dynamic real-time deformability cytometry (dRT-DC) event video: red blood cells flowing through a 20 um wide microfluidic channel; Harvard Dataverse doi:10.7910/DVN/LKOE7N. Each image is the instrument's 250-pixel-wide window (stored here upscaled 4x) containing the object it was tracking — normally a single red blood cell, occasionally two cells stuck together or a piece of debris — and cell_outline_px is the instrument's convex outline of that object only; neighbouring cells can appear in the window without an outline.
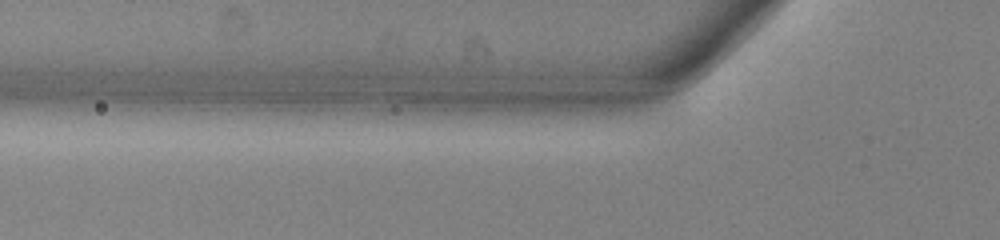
{"species": "common noctule bat (a hibernating species)", "species_latin": "Nyctalus noctula", "temperature_condition": "warm", "stored_images_in_passage": 4, "segment_of_instrument_passage": [3, 3], "camera_frame_rate_fps": 3000, "um_per_image_px": 0.085, "animal": {"sex": "male", "body_mass_g": 13.0, "forearm_length_mm": 53.1}, "frame": {"image": 1, "passage_image": 4, "time_ms": 1.0, "image_size_px": [1000, 240], "cell_outline_px": [[524, 104], [520, 108], [512, 112], [472, 112], [416, 108], [400, 104], [404, 92], [516, 96]], "centroid_in_image_um": [39.27, 8.69], "position_along_channel_um": 86.5, "area_um2": 13.87}}